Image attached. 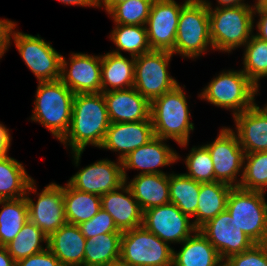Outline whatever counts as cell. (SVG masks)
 <instances>
[{
    "label": "cell",
    "mask_w": 267,
    "mask_h": 266,
    "mask_svg": "<svg viewBox=\"0 0 267 266\" xmlns=\"http://www.w3.org/2000/svg\"><path fill=\"white\" fill-rule=\"evenodd\" d=\"M154 137L152 120L111 123L99 148L118 151L121 153L118 160L122 161L129 153Z\"/></svg>",
    "instance_id": "obj_18"
},
{
    "label": "cell",
    "mask_w": 267,
    "mask_h": 266,
    "mask_svg": "<svg viewBox=\"0 0 267 266\" xmlns=\"http://www.w3.org/2000/svg\"><path fill=\"white\" fill-rule=\"evenodd\" d=\"M186 96L178 84L174 89L155 98L151 102L150 117L156 137L173 139L186 147L194 124L189 121Z\"/></svg>",
    "instance_id": "obj_3"
},
{
    "label": "cell",
    "mask_w": 267,
    "mask_h": 266,
    "mask_svg": "<svg viewBox=\"0 0 267 266\" xmlns=\"http://www.w3.org/2000/svg\"><path fill=\"white\" fill-rule=\"evenodd\" d=\"M128 0H98V7L100 8L103 4L106 12H109L116 4L126 2Z\"/></svg>",
    "instance_id": "obj_47"
},
{
    "label": "cell",
    "mask_w": 267,
    "mask_h": 266,
    "mask_svg": "<svg viewBox=\"0 0 267 266\" xmlns=\"http://www.w3.org/2000/svg\"><path fill=\"white\" fill-rule=\"evenodd\" d=\"M188 1L180 6L175 0H154L145 24L151 50L174 49L180 12Z\"/></svg>",
    "instance_id": "obj_14"
},
{
    "label": "cell",
    "mask_w": 267,
    "mask_h": 266,
    "mask_svg": "<svg viewBox=\"0 0 267 266\" xmlns=\"http://www.w3.org/2000/svg\"><path fill=\"white\" fill-rule=\"evenodd\" d=\"M143 211L170 203L169 175L138 174L127 185Z\"/></svg>",
    "instance_id": "obj_24"
},
{
    "label": "cell",
    "mask_w": 267,
    "mask_h": 266,
    "mask_svg": "<svg viewBox=\"0 0 267 266\" xmlns=\"http://www.w3.org/2000/svg\"><path fill=\"white\" fill-rule=\"evenodd\" d=\"M213 48L210 39L209 9L204 0H189L180 12L172 54L197 58Z\"/></svg>",
    "instance_id": "obj_5"
},
{
    "label": "cell",
    "mask_w": 267,
    "mask_h": 266,
    "mask_svg": "<svg viewBox=\"0 0 267 266\" xmlns=\"http://www.w3.org/2000/svg\"><path fill=\"white\" fill-rule=\"evenodd\" d=\"M11 136L9 129L0 123V156L6 155L9 151Z\"/></svg>",
    "instance_id": "obj_44"
},
{
    "label": "cell",
    "mask_w": 267,
    "mask_h": 266,
    "mask_svg": "<svg viewBox=\"0 0 267 266\" xmlns=\"http://www.w3.org/2000/svg\"><path fill=\"white\" fill-rule=\"evenodd\" d=\"M62 56L60 80L74 94L101 93L102 56H90L83 53H72L70 69Z\"/></svg>",
    "instance_id": "obj_16"
},
{
    "label": "cell",
    "mask_w": 267,
    "mask_h": 266,
    "mask_svg": "<svg viewBox=\"0 0 267 266\" xmlns=\"http://www.w3.org/2000/svg\"><path fill=\"white\" fill-rule=\"evenodd\" d=\"M110 39L118 47L117 51H111L116 54H121L119 51L124 50L130 53L131 57H137L151 51L144 25L116 24Z\"/></svg>",
    "instance_id": "obj_33"
},
{
    "label": "cell",
    "mask_w": 267,
    "mask_h": 266,
    "mask_svg": "<svg viewBox=\"0 0 267 266\" xmlns=\"http://www.w3.org/2000/svg\"><path fill=\"white\" fill-rule=\"evenodd\" d=\"M64 4L98 7V0H59Z\"/></svg>",
    "instance_id": "obj_46"
},
{
    "label": "cell",
    "mask_w": 267,
    "mask_h": 266,
    "mask_svg": "<svg viewBox=\"0 0 267 266\" xmlns=\"http://www.w3.org/2000/svg\"><path fill=\"white\" fill-rule=\"evenodd\" d=\"M11 29L14 44L23 58L27 67L35 74L38 82L55 81L60 79L61 58L60 55L48 42L39 35L33 36Z\"/></svg>",
    "instance_id": "obj_10"
},
{
    "label": "cell",
    "mask_w": 267,
    "mask_h": 266,
    "mask_svg": "<svg viewBox=\"0 0 267 266\" xmlns=\"http://www.w3.org/2000/svg\"><path fill=\"white\" fill-rule=\"evenodd\" d=\"M204 2L209 9L210 39L213 49L229 53L249 41L254 27V5L212 9L209 1L204 0Z\"/></svg>",
    "instance_id": "obj_2"
},
{
    "label": "cell",
    "mask_w": 267,
    "mask_h": 266,
    "mask_svg": "<svg viewBox=\"0 0 267 266\" xmlns=\"http://www.w3.org/2000/svg\"><path fill=\"white\" fill-rule=\"evenodd\" d=\"M224 262V263H223ZM217 266H229L227 264V262L224 260V261H221Z\"/></svg>",
    "instance_id": "obj_50"
},
{
    "label": "cell",
    "mask_w": 267,
    "mask_h": 266,
    "mask_svg": "<svg viewBox=\"0 0 267 266\" xmlns=\"http://www.w3.org/2000/svg\"><path fill=\"white\" fill-rule=\"evenodd\" d=\"M186 157V176L200 183L214 182V164L205 145L198 148L194 146Z\"/></svg>",
    "instance_id": "obj_38"
},
{
    "label": "cell",
    "mask_w": 267,
    "mask_h": 266,
    "mask_svg": "<svg viewBox=\"0 0 267 266\" xmlns=\"http://www.w3.org/2000/svg\"><path fill=\"white\" fill-rule=\"evenodd\" d=\"M183 247L173 250L172 266H217L223 261L209 240L197 229L182 242Z\"/></svg>",
    "instance_id": "obj_26"
},
{
    "label": "cell",
    "mask_w": 267,
    "mask_h": 266,
    "mask_svg": "<svg viewBox=\"0 0 267 266\" xmlns=\"http://www.w3.org/2000/svg\"><path fill=\"white\" fill-rule=\"evenodd\" d=\"M237 137L245 154L267 151V105L251 108L234 116Z\"/></svg>",
    "instance_id": "obj_21"
},
{
    "label": "cell",
    "mask_w": 267,
    "mask_h": 266,
    "mask_svg": "<svg viewBox=\"0 0 267 266\" xmlns=\"http://www.w3.org/2000/svg\"><path fill=\"white\" fill-rule=\"evenodd\" d=\"M198 230L214 246L223 261L250 249L255 244L240 229L227 209L207 221Z\"/></svg>",
    "instance_id": "obj_15"
},
{
    "label": "cell",
    "mask_w": 267,
    "mask_h": 266,
    "mask_svg": "<svg viewBox=\"0 0 267 266\" xmlns=\"http://www.w3.org/2000/svg\"><path fill=\"white\" fill-rule=\"evenodd\" d=\"M257 13L260 19L256 25L258 33L255 36L267 42V4L254 5V14Z\"/></svg>",
    "instance_id": "obj_42"
},
{
    "label": "cell",
    "mask_w": 267,
    "mask_h": 266,
    "mask_svg": "<svg viewBox=\"0 0 267 266\" xmlns=\"http://www.w3.org/2000/svg\"><path fill=\"white\" fill-rule=\"evenodd\" d=\"M107 111L111 123L138 122L151 120V103L132 87L104 92Z\"/></svg>",
    "instance_id": "obj_20"
},
{
    "label": "cell",
    "mask_w": 267,
    "mask_h": 266,
    "mask_svg": "<svg viewBox=\"0 0 267 266\" xmlns=\"http://www.w3.org/2000/svg\"><path fill=\"white\" fill-rule=\"evenodd\" d=\"M258 90L242 70H228L210 81L199 97L215 106L233 110L235 116L255 104Z\"/></svg>",
    "instance_id": "obj_6"
},
{
    "label": "cell",
    "mask_w": 267,
    "mask_h": 266,
    "mask_svg": "<svg viewBox=\"0 0 267 266\" xmlns=\"http://www.w3.org/2000/svg\"><path fill=\"white\" fill-rule=\"evenodd\" d=\"M168 243L143 226L122 232L119 264L122 266H172Z\"/></svg>",
    "instance_id": "obj_7"
},
{
    "label": "cell",
    "mask_w": 267,
    "mask_h": 266,
    "mask_svg": "<svg viewBox=\"0 0 267 266\" xmlns=\"http://www.w3.org/2000/svg\"><path fill=\"white\" fill-rule=\"evenodd\" d=\"M219 133L215 141L205 145L213 160L214 181L238 187L240 181L236 179L238 172L243 169L245 152L235 134L236 131L225 127Z\"/></svg>",
    "instance_id": "obj_11"
},
{
    "label": "cell",
    "mask_w": 267,
    "mask_h": 266,
    "mask_svg": "<svg viewBox=\"0 0 267 266\" xmlns=\"http://www.w3.org/2000/svg\"><path fill=\"white\" fill-rule=\"evenodd\" d=\"M244 168L238 187L245 190L266 192L267 188V151L245 154ZM246 162V163H245Z\"/></svg>",
    "instance_id": "obj_35"
},
{
    "label": "cell",
    "mask_w": 267,
    "mask_h": 266,
    "mask_svg": "<svg viewBox=\"0 0 267 266\" xmlns=\"http://www.w3.org/2000/svg\"><path fill=\"white\" fill-rule=\"evenodd\" d=\"M46 250L30 255L27 258L19 260L17 266H63L59 259L48 249V246L45 247Z\"/></svg>",
    "instance_id": "obj_41"
},
{
    "label": "cell",
    "mask_w": 267,
    "mask_h": 266,
    "mask_svg": "<svg viewBox=\"0 0 267 266\" xmlns=\"http://www.w3.org/2000/svg\"><path fill=\"white\" fill-rule=\"evenodd\" d=\"M16 262L8 253V250L4 246H0V266H15Z\"/></svg>",
    "instance_id": "obj_45"
},
{
    "label": "cell",
    "mask_w": 267,
    "mask_h": 266,
    "mask_svg": "<svg viewBox=\"0 0 267 266\" xmlns=\"http://www.w3.org/2000/svg\"><path fill=\"white\" fill-rule=\"evenodd\" d=\"M78 226L86 239L101 234L122 233L117 229L112 216L102 208L94 217Z\"/></svg>",
    "instance_id": "obj_39"
},
{
    "label": "cell",
    "mask_w": 267,
    "mask_h": 266,
    "mask_svg": "<svg viewBox=\"0 0 267 266\" xmlns=\"http://www.w3.org/2000/svg\"><path fill=\"white\" fill-rule=\"evenodd\" d=\"M170 202L187 216L195 217L199 202L200 182L185 174L169 175Z\"/></svg>",
    "instance_id": "obj_32"
},
{
    "label": "cell",
    "mask_w": 267,
    "mask_h": 266,
    "mask_svg": "<svg viewBox=\"0 0 267 266\" xmlns=\"http://www.w3.org/2000/svg\"><path fill=\"white\" fill-rule=\"evenodd\" d=\"M154 0H128L116 4L109 12L115 24L144 25L148 20Z\"/></svg>",
    "instance_id": "obj_37"
},
{
    "label": "cell",
    "mask_w": 267,
    "mask_h": 266,
    "mask_svg": "<svg viewBox=\"0 0 267 266\" xmlns=\"http://www.w3.org/2000/svg\"><path fill=\"white\" fill-rule=\"evenodd\" d=\"M122 233L101 234L86 239L83 266L119 264Z\"/></svg>",
    "instance_id": "obj_29"
},
{
    "label": "cell",
    "mask_w": 267,
    "mask_h": 266,
    "mask_svg": "<svg viewBox=\"0 0 267 266\" xmlns=\"http://www.w3.org/2000/svg\"><path fill=\"white\" fill-rule=\"evenodd\" d=\"M101 208L112 216L117 229L121 232L142 226L143 210L127 186V182L121 188L102 195Z\"/></svg>",
    "instance_id": "obj_22"
},
{
    "label": "cell",
    "mask_w": 267,
    "mask_h": 266,
    "mask_svg": "<svg viewBox=\"0 0 267 266\" xmlns=\"http://www.w3.org/2000/svg\"><path fill=\"white\" fill-rule=\"evenodd\" d=\"M0 246L9 244L29 221L28 203L25 197L0 199Z\"/></svg>",
    "instance_id": "obj_31"
},
{
    "label": "cell",
    "mask_w": 267,
    "mask_h": 266,
    "mask_svg": "<svg viewBox=\"0 0 267 266\" xmlns=\"http://www.w3.org/2000/svg\"><path fill=\"white\" fill-rule=\"evenodd\" d=\"M245 47L242 71L259 87L258 80L267 77V42L252 35Z\"/></svg>",
    "instance_id": "obj_36"
},
{
    "label": "cell",
    "mask_w": 267,
    "mask_h": 266,
    "mask_svg": "<svg viewBox=\"0 0 267 266\" xmlns=\"http://www.w3.org/2000/svg\"><path fill=\"white\" fill-rule=\"evenodd\" d=\"M85 244L79 226L68 223L48 237V249L63 266H83Z\"/></svg>",
    "instance_id": "obj_23"
},
{
    "label": "cell",
    "mask_w": 267,
    "mask_h": 266,
    "mask_svg": "<svg viewBox=\"0 0 267 266\" xmlns=\"http://www.w3.org/2000/svg\"><path fill=\"white\" fill-rule=\"evenodd\" d=\"M267 4V0H257L255 5Z\"/></svg>",
    "instance_id": "obj_49"
},
{
    "label": "cell",
    "mask_w": 267,
    "mask_h": 266,
    "mask_svg": "<svg viewBox=\"0 0 267 266\" xmlns=\"http://www.w3.org/2000/svg\"><path fill=\"white\" fill-rule=\"evenodd\" d=\"M163 141L167 140L155 136L148 143L133 150L122 160L125 182H127L126 169H141L142 172L140 174H165L157 167L170 165L180 158Z\"/></svg>",
    "instance_id": "obj_19"
},
{
    "label": "cell",
    "mask_w": 267,
    "mask_h": 266,
    "mask_svg": "<svg viewBox=\"0 0 267 266\" xmlns=\"http://www.w3.org/2000/svg\"><path fill=\"white\" fill-rule=\"evenodd\" d=\"M135 57L128 59L113 52L102 55L101 92L129 89L134 86ZM110 86L111 88H107Z\"/></svg>",
    "instance_id": "obj_25"
},
{
    "label": "cell",
    "mask_w": 267,
    "mask_h": 266,
    "mask_svg": "<svg viewBox=\"0 0 267 266\" xmlns=\"http://www.w3.org/2000/svg\"><path fill=\"white\" fill-rule=\"evenodd\" d=\"M32 181L22 163L7 154L0 156V199L25 197Z\"/></svg>",
    "instance_id": "obj_30"
},
{
    "label": "cell",
    "mask_w": 267,
    "mask_h": 266,
    "mask_svg": "<svg viewBox=\"0 0 267 266\" xmlns=\"http://www.w3.org/2000/svg\"><path fill=\"white\" fill-rule=\"evenodd\" d=\"M142 226L168 244L182 243L197 230L190 217L171 202L143 211Z\"/></svg>",
    "instance_id": "obj_13"
},
{
    "label": "cell",
    "mask_w": 267,
    "mask_h": 266,
    "mask_svg": "<svg viewBox=\"0 0 267 266\" xmlns=\"http://www.w3.org/2000/svg\"><path fill=\"white\" fill-rule=\"evenodd\" d=\"M225 261L229 266H267V243H255L250 249Z\"/></svg>",
    "instance_id": "obj_40"
},
{
    "label": "cell",
    "mask_w": 267,
    "mask_h": 266,
    "mask_svg": "<svg viewBox=\"0 0 267 266\" xmlns=\"http://www.w3.org/2000/svg\"><path fill=\"white\" fill-rule=\"evenodd\" d=\"M68 183L75 189L97 194L115 191L125 184L122 161L103 159L79 170Z\"/></svg>",
    "instance_id": "obj_17"
},
{
    "label": "cell",
    "mask_w": 267,
    "mask_h": 266,
    "mask_svg": "<svg viewBox=\"0 0 267 266\" xmlns=\"http://www.w3.org/2000/svg\"><path fill=\"white\" fill-rule=\"evenodd\" d=\"M110 124L102 92L75 94L70 126L60 142L71 147L76 166L87 145H102Z\"/></svg>",
    "instance_id": "obj_1"
},
{
    "label": "cell",
    "mask_w": 267,
    "mask_h": 266,
    "mask_svg": "<svg viewBox=\"0 0 267 266\" xmlns=\"http://www.w3.org/2000/svg\"><path fill=\"white\" fill-rule=\"evenodd\" d=\"M42 242L48 246L47 235L29 220L23 225L18 235L5 247L17 263L21 259L46 250L40 245Z\"/></svg>",
    "instance_id": "obj_34"
},
{
    "label": "cell",
    "mask_w": 267,
    "mask_h": 266,
    "mask_svg": "<svg viewBox=\"0 0 267 266\" xmlns=\"http://www.w3.org/2000/svg\"><path fill=\"white\" fill-rule=\"evenodd\" d=\"M172 55L169 51L151 50L135 57L133 87L150 103L178 85L167 70Z\"/></svg>",
    "instance_id": "obj_9"
},
{
    "label": "cell",
    "mask_w": 267,
    "mask_h": 266,
    "mask_svg": "<svg viewBox=\"0 0 267 266\" xmlns=\"http://www.w3.org/2000/svg\"><path fill=\"white\" fill-rule=\"evenodd\" d=\"M231 189L232 186L218 181L200 183L199 202L192 222L197 229L226 209Z\"/></svg>",
    "instance_id": "obj_27"
},
{
    "label": "cell",
    "mask_w": 267,
    "mask_h": 266,
    "mask_svg": "<svg viewBox=\"0 0 267 266\" xmlns=\"http://www.w3.org/2000/svg\"><path fill=\"white\" fill-rule=\"evenodd\" d=\"M264 192L232 187L226 209L255 243H267V202Z\"/></svg>",
    "instance_id": "obj_8"
},
{
    "label": "cell",
    "mask_w": 267,
    "mask_h": 266,
    "mask_svg": "<svg viewBox=\"0 0 267 266\" xmlns=\"http://www.w3.org/2000/svg\"><path fill=\"white\" fill-rule=\"evenodd\" d=\"M74 97L60 79L39 82L31 119L41 123L60 141L70 126Z\"/></svg>",
    "instance_id": "obj_4"
},
{
    "label": "cell",
    "mask_w": 267,
    "mask_h": 266,
    "mask_svg": "<svg viewBox=\"0 0 267 266\" xmlns=\"http://www.w3.org/2000/svg\"><path fill=\"white\" fill-rule=\"evenodd\" d=\"M63 200L66 222L72 225L90 220L101 209V196L79 191L69 183L63 186Z\"/></svg>",
    "instance_id": "obj_28"
},
{
    "label": "cell",
    "mask_w": 267,
    "mask_h": 266,
    "mask_svg": "<svg viewBox=\"0 0 267 266\" xmlns=\"http://www.w3.org/2000/svg\"><path fill=\"white\" fill-rule=\"evenodd\" d=\"M218 4L220 6H216V8L218 7H234V6H239V5H248L245 4L244 2L242 3V0H217ZM244 1V0H243Z\"/></svg>",
    "instance_id": "obj_48"
},
{
    "label": "cell",
    "mask_w": 267,
    "mask_h": 266,
    "mask_svg": "<svg viewBox=\"0 0 267 266\" xmlns=\"http://www.w3.org/2000/svg\"><path fill=\"white\" fill-rule=\"evenodd\" d=\"M34 180L27 188L25 195L28 203L29 220L40 228L49 237L61 226L65 225V209L63 200V186L55 183L47 185L38 195L37 202L34 203L27 195L30 191L36 192Z\"/></svg>",
    "instance_id": "obj_12"
},
{
    "label": "cell",
    "mask_w": 267,
    "mask_h": 266,
    "mask_svg": "<svg viewBox=\"0 0 267 266\" xmlns=\"http://www.w3.org/2000/svg\"><path fill=\"white\" fill-rule=\"evenodd\" d=\"M15 22L0 20V58L4 55L10 45V32Z\"/></svg>",
    "instance_id": "obj_43"
}]
</instances>
